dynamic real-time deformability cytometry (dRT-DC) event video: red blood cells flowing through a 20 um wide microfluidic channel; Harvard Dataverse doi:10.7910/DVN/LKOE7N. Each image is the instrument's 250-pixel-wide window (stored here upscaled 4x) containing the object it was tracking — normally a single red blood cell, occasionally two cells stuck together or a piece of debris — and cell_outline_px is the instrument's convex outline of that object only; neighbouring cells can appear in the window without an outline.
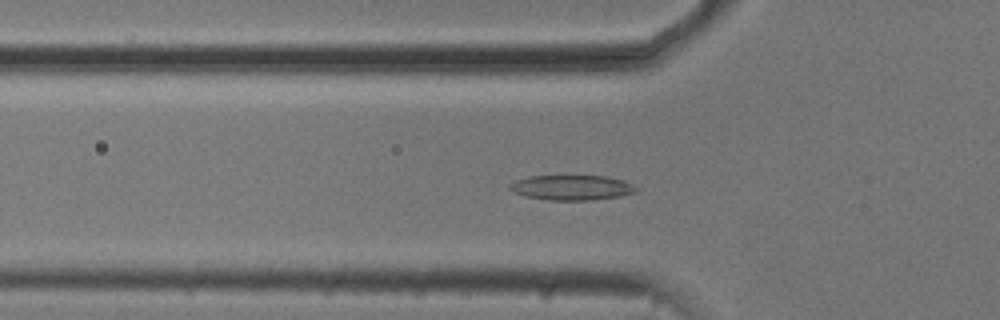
{"species": "common noctule bat (a hibernating species)", "species_latin": "Nyctalus noctula", "temperature_condition": "cold", "stored_images_in_passage": 29, "camera_frame_rate_fps": 3000, "um_per_image_px": 0.085, "animal": {"sex": "male", "body_mass_g": 20.5, "forearm_length_mm": 52.5}, "frame": {"image": 1, "passage_image": 8, "time_ms": 2.333, "image_size_px": [1000, 320], "cell_outline_px": [[640, 188], [636, 192], [620, 196], [592, 200], [548, 200], [524, 196], [508, 188], [508, 184], [516, 180], [528, 176], [608, 176], [624, 180]], "centroid_in_image_um": [48.62, 15.94], "position_along_channel_um": 77.2, "area_um2": 18.55}}
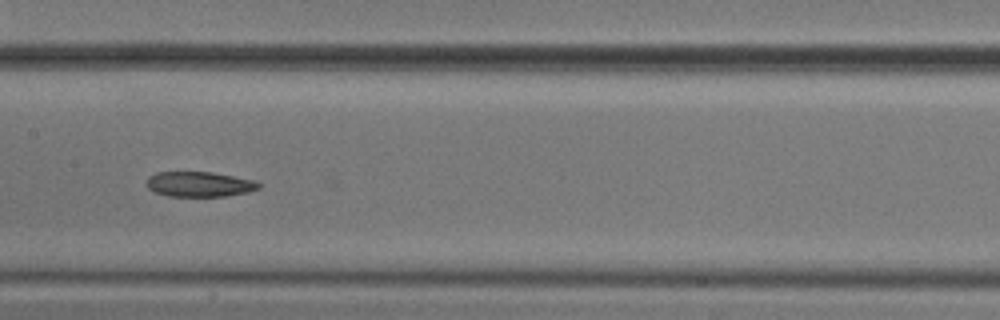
{"frame": {"image": 2, "passage_image": 17, "time_ms": 5.333, "image_size_px": [1000, 320], "cell_outline_px": [[260, 188], [248, 192], [228, 196], [168, 196], [156, 192], [148, 188], [148, 176], [156, 172], [212, 172], [256, 180], [260, 184]], "centroid_in_image_um": [16.99, 15.65], "position_along_channel_um": 190.4, "area_um2": 16.42}}
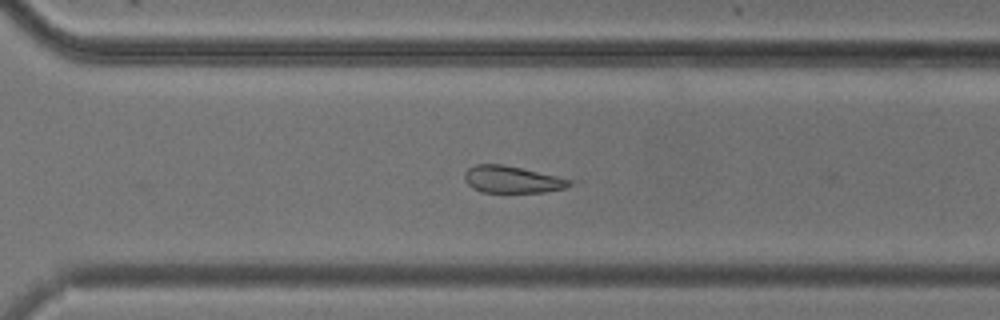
{"frame": {"image": 3, "passage_image": 28, "time_ms": 9.0, "image_size_px": [1000, 320], "cell_outline_px": [[584, 180], [564, 188], [544, 192], [480, 192], [472, 188], [464, 180], [464, 172], [468, 168], [476, 164], [504, 164]], "centroid_in_image_um": [43.68, 15.24], "position_along_channel_um": 326.9, "area_um2": 17.34}}